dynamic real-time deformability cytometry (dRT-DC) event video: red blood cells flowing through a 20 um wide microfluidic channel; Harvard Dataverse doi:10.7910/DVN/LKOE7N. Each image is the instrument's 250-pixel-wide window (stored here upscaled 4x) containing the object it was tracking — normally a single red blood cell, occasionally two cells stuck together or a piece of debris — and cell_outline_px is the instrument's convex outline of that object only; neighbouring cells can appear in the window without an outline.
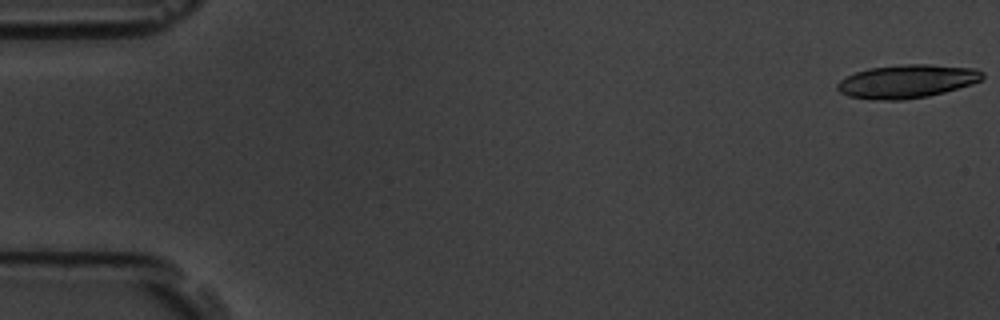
{"species": "common noctule bat (a hibernating species)", "species_latin": "Nyctalus noctula", "temperature_condition": "room temperature", "stored_images_in_passage": 10, "camera_frame_rate_fps": 3000, "um_per_image_px": 0.085, "animal": {"sex": "male", "body_mass_g": 19.5, "forearm_length_mm": 54.6}, "frame": {"image": 1, "passage_image": 1, "time_ms": 0.0, "image_size_px": [1000, 320], "cell_outline_px": [[984, 76], [980, 80], [972, 84], [944, 92], [928, 96], [904, 100], [876, 100], [848, 96], [840, 92], [836, 88], [836, 84], [840, 80], [856, 72], [868, 68], [904, 64], [932, 64], [976, 68], [984, 72]], "centroid_in_image_um": [77.1, 6.91], "position_along_channel_um": 7.9, "area_um2": 28.38}}
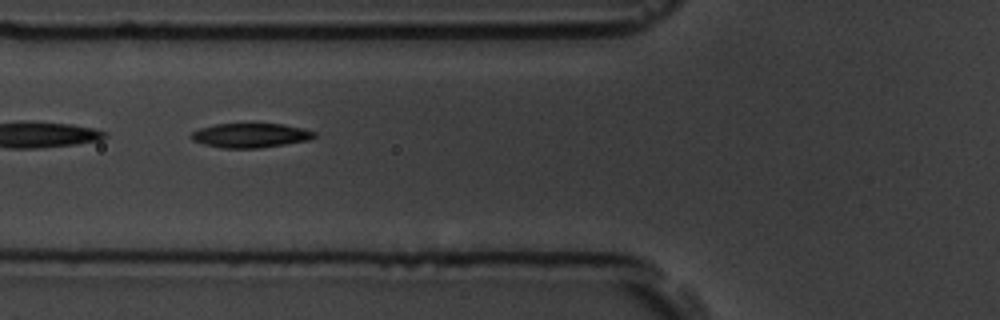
{"frame": {"image": 2, "passage_image": 7, "time_ms": 2.0, "image_size_px": [1000, 320], "cell_outline_px": [[316, 136], [308, 140], [260, 148], [224, 148], [204, 144], [192, 140], [188, 136], [192, 132], [200, 128], [216, 124], [284, 124], [304, 128], [316, 132]], "centroid_in_image_um": [21.29, 11.5], "position_along_channel_um": 104.5, "area_um2": 17.46}}
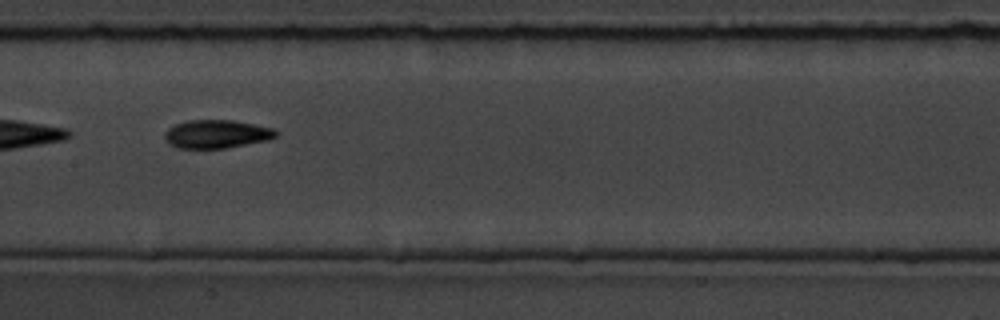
{"frame": {"image": 3, "passage_image": 9, "time_ms": 2.667, "image_size_px": [1000, 320], "cell_outline_px": [[276, 136], [268, 140], [224, 148], [176, 148], [168, 144], [164, 140], [164, 132], [168, 128], [176, 124], [188, 120], [232, 120], [272, 128], [276, 132]], "centroid_in_image_um": [18.33, 11.4], "position_along_channel_um": 189.1, "area_um2": 18.26}}